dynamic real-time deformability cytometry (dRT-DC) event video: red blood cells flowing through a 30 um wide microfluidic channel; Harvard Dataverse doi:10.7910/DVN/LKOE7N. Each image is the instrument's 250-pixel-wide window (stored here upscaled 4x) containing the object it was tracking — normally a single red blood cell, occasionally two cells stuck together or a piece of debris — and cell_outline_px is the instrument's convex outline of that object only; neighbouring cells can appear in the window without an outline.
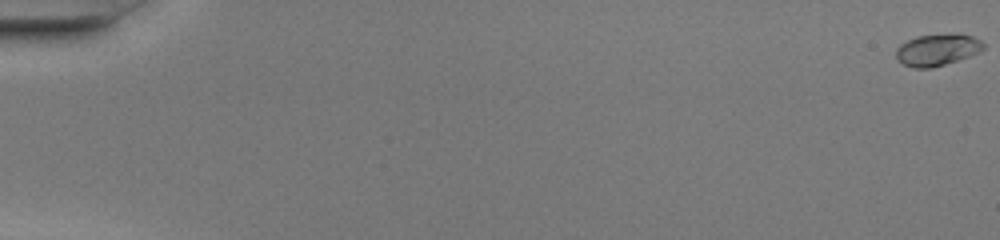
{"species": "common noctule bat (a hibernating species)", "species_latin": "Nyctalus noctula", "temperature_condition": "warm", "stored_images_in_passage": 51, "camera_frame_rate_fps": 3000, "um_per_image_px": 0.085, "animal": {"sex": "female", "body_mass_g": 20.0, "forearm_length_mm": 54.0}, "frame": {"image": 1, "passage_image": 1, "time_ms": 0.0, "image_size_px": [1000, 240], "cell_outline_px": [[984, 48], [980, 52], [932, 68], [912, 68], [896, 60], [896, 48], [900, 44], [916, 36], [956, 32], [972, 36], [980, 40], [984, 44]], "centroid_in_image_um": [79.65, 4.21], "position_along_channel_um": 5.3, "area_um2": 16.36}}
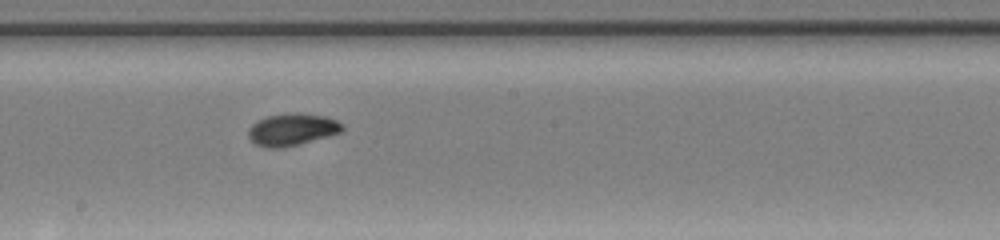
{"frame": {"image": 2, "passage_image": 30, "time_ms": 9.667, "image_size_px": [1000, 240], "cell_outline_px": [[344, 132], [300, 144], [280, 148], [264, 148], [256, 144], [248, 136], [248, 128], [256, 120], [268, 116], [288, 112], [296, 112], [324, 116], [336, 120], [344, 124]], "centroid_in_image_um": [24.84, 11.0], "position_along_channel_um": 223.4, "area_um2": 17.92}}
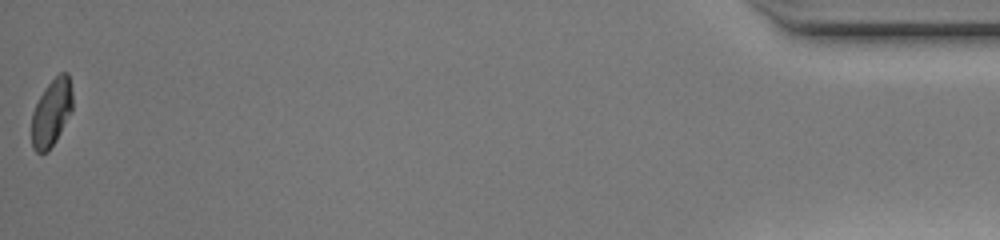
{"frame": {"image": 3, "passage_image": 51, "time_ms": 16.667, "image_size_px": [1000, 240], "cell_outline_px": [[72, 112], [56, 140], [48, 152], [36, 152], [32, 148], [32, 112], [44, 88], [60, 72], [68, 72], [72, 92]], "centroid_in_image_um": [4.38, 9.58], "position_along_channel_um": 430.8, "area_um2": 16.07}, "authors_computed_cell_mechanics": {"area_um2": 16.2996, "velocity_mm_per_s": 4.2409, "shape_relaxation_time_tau1_ms": 2.4822, "shape_relaxation_time_tau2_ms": 1.7757, "deformation_change_tau1": 0.1468, "deformation_change_tau2": 0.0465}}